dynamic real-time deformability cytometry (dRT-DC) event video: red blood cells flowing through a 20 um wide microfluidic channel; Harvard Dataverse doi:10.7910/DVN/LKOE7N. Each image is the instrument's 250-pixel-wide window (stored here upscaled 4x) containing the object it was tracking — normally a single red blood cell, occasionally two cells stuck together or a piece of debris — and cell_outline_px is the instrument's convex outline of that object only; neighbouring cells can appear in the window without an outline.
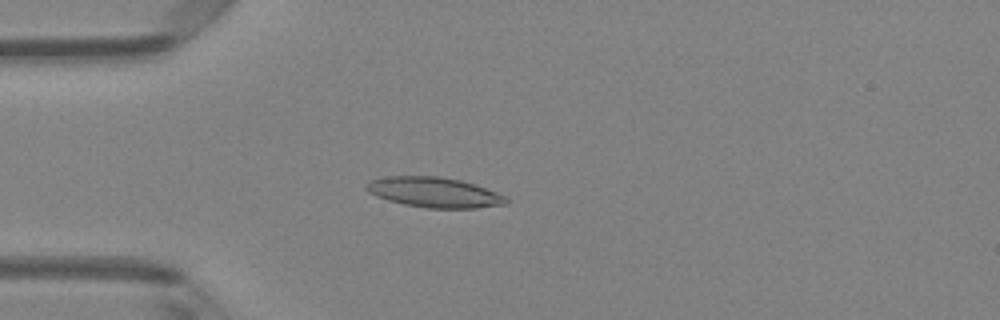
{"species": "Egyptian fruit bat (a non-hibernating species)", "species_latin": "Rousettus aegyptiacus", "temperature_condition": "room temperature", "stored_images_in_passage": 42, "camera_frame_rate_fps": 3000, "um_per_image_px": 0.085, "animal": {"sex": "female"}, "frame": {"image": 1, "passage_image": 6, "time_ms": 1.667, "image_size_px": [1000, 320], "cell_outline_px": [[508, 204], [476, 208], [424, 208], [404, 204], [388, 200], [376, 196], [368, 192], [364, 188], [368, 180], [388, 176], [440, 176], [460, 180], [508, 196]], "centroid_in_image_um": [36.89, 16.35], "position_along_channel_um": 48.1, "area_um2": 24.68}}
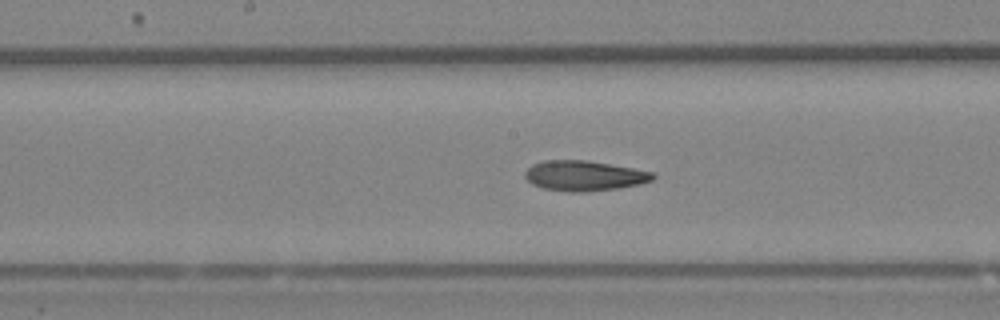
{"frame": {"image": 2, "passage_image": 18, "time_ms": 5.667, "image_size_px": [1000, 320], "cell_outline_px": [[656, 176], [652, 180], [640, 184], [620, 188], [580, 192], [568, 192], [544, 188], [532, 184], [524, 176], [524, 172], [532, 164], [544, 160], [588, 160], [632, 168], [652, 172]], "centroid_in_image_um": [49.64, 14.93], "position_along_channel_um": 198.6, "area_um2": 22.48}}
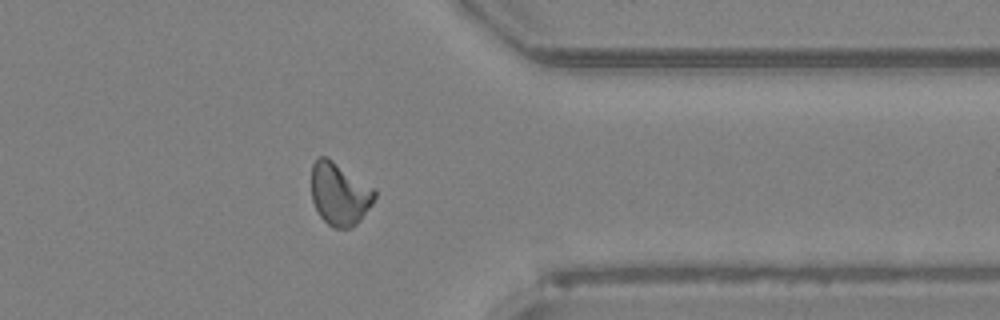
{"frame": {"image": 3, "passage_image": 32, "time_ms": 10.333, "image_size_px": [1000, 320], "cell_outline_px": [[376, 196], [372, 204], [360, 220], [352, 228], [332, 228], [320, 216], [312, 200], [312, 164], [320, 156], [324, 156], [332, 160], [376, 188]], "centroid_in_image_um": [28.88, 16.49], "position_along_channel_um": 382.5, "area_um2": 23.12}, "authors_computed_cell_mechanics": {"area_um2": 22.3686, "velocity_mm_per_s": 4.1303, "shape_relaxation_time_tau1_ms": 9.5856, "shape_relaxation_time_tau2_ms": 4.4634, "deformation_change_tau1": 0.2547, "deformation_change_tau2": 0.1394}}